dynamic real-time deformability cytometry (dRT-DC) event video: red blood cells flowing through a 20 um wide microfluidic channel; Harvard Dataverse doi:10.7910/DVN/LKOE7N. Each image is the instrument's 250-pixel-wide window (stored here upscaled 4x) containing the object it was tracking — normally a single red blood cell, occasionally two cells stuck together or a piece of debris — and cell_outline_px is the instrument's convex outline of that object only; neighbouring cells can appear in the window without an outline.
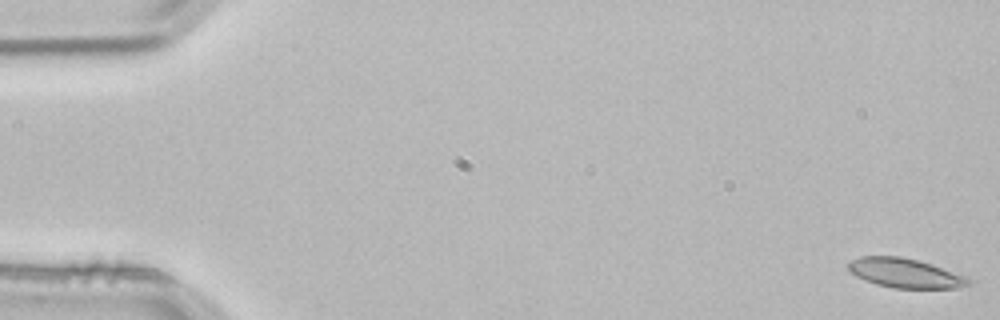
{"species": "common noctule bat (a hibernating species)", "species_latin": "Nyctalus noctula", "temperature_condition": "room temperature", "stored_images_in_passage": 2, "segment_of_instrument_passage": [2, 2], "camera_frame_rate_fps": 3000, "um_per_image_px": 0.085, "animal": {"sex": "male", "body_mass_g": 21.5, "forearm_length_mm": 52.0}, "frame": {"image": 1, "passage_image": 2, "time_ms": 0.333, "image_size_px": [1000, 320], "cell_outline_px": [[972, 284], [956, 288], [896, 288], [876, 284], [856, 276], [848, 268], [848, 264], [852, 260], [860, 256], [900, 256], [920, 260], [932, 264], [964, 276], [972, 280]], "centroid_in_image_um": [76.95, 23.21], "position_along_channel_um": 8.0, "area_um2": 20.46}}